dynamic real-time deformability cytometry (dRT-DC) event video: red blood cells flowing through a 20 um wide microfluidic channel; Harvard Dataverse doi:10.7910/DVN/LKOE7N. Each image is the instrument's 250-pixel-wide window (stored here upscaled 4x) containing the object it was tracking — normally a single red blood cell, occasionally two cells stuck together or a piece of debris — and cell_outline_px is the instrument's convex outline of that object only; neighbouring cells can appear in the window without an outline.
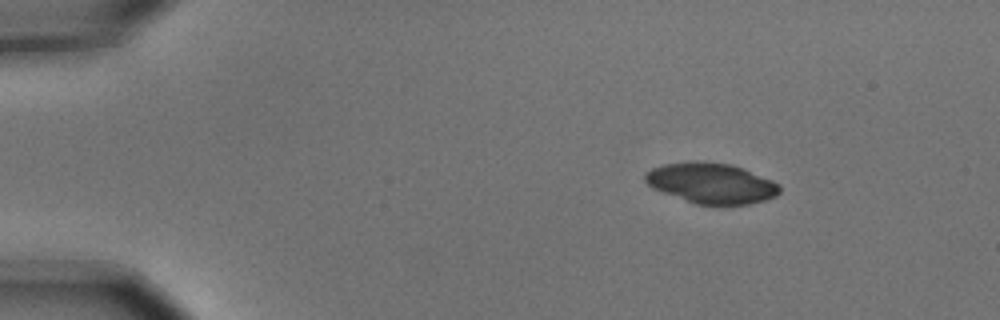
{"species": "common noctule bat (a hibernating species)", "species_latin": "Nyctalus noctula", "temperature_condition": "cold", "stored_images_in_passage": 3, "camera_frame_rate_fps": 3000, "um_per_image_px": 0.085, "animal": {"sex": "male", "body_mass_g": 15.6}, "frame": {"image": 1, "passage_image": 1, "time_ms": 0.0, "image_size_px": [1000, 320], "cell_outline_px": [[780, 192], [776, 196], [764, 200], [748, 204], [696, 204], [652, 188], [644, 180], [644, 172], [652, 168], [664, 164], [692, 160], [704, 160], [732, 164], [744, 168], [772, 180], [780, 184]], "centroid_in_image_um": [60.45, 15.54], "position_along_channel_um": 24.5, "area_um2": 31.96}}